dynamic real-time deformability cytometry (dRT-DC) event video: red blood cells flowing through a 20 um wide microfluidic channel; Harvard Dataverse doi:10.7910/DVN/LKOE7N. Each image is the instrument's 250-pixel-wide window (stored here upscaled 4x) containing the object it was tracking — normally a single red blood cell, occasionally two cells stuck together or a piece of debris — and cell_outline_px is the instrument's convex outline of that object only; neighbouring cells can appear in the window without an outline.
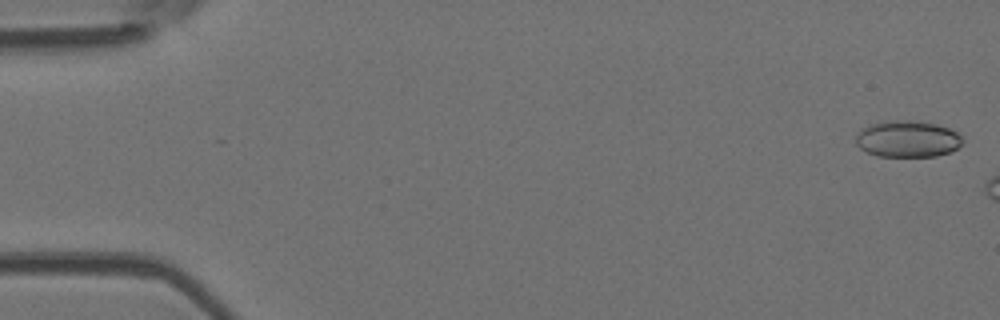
{"species": "Egyptian fruit bat (a non-hibernating species)", "species_latin": "Rousettus aegyptiacus", "temperature_condition": "room temperature", "stored_images_in_passage": 7, "camera_frame_rate_fps": 3000, "um_per_image_px": 0.085, "animal": {"sex": "female"}, "frame": {"image": 1, "passage_image": 1, "time_ms": 0.0, "image_size_px": [1000, 320], "cell_outline_px": [[964, 144], [948, 152], [936, 156], [876, 156], [860, 148], [856, 144], [856, 136], [860, 128], [868, 124], [884, 120], [916, 120], [936, 124], [948, 128], [956, 132], [964, 140]], "centroid_in_image_um": [77.11, 11.79], "position_along_channel_um": 7.9, "area_um2": 23.0}}